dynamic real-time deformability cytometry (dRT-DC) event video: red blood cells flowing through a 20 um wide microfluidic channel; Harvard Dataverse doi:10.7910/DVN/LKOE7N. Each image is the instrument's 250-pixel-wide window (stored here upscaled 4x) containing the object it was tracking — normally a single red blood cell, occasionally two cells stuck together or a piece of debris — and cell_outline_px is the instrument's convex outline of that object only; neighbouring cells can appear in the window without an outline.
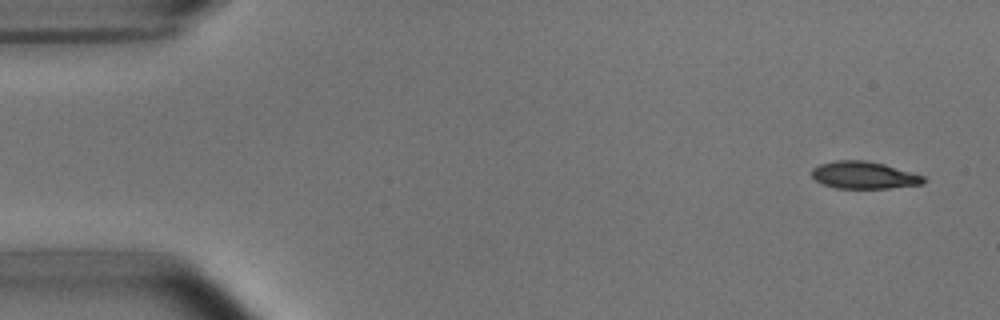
{"species": "common noctule bat (a hibernating species)", "species_latin": "Nyctalus noctula", "temperature_condition": "room temperature", "stored_images_in_passage": 5, "camera_frame_rate_fps": 3000, "um_per_image_px": 0.085, "animal": {"sex": "male", "body_mass_g": 15.6}, "frame": {"image": 1, "passage_image": 1, "time_ms": 0.0, "image_size_px": [1000, 320], "cell_outline_px": [[928, 180], [924, 184], [888, 188], [836, 188], [824, 184], [816, 180], [812, 176], [812, 168], [820, 164], [836, 160], [864, 160], [884, 164], [924, 176]], "centroid_in_image_um": [73.46, 14.89], "position_along_channel_um": 11.5, "area_um2": 17.69}}
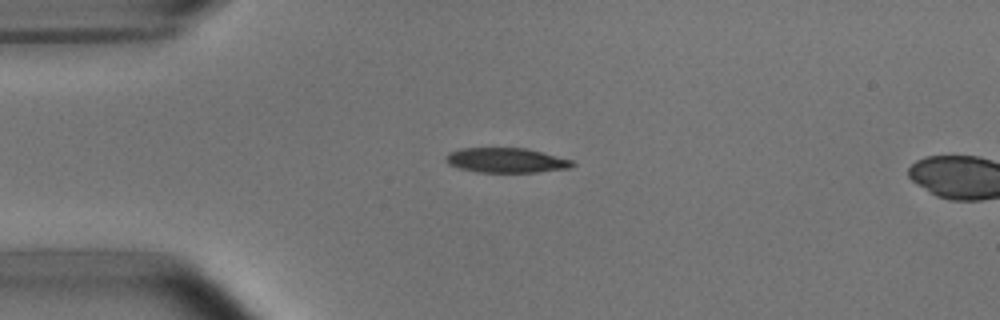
{"frame": {"image": 2, "passage_image": 4, "time_ms": 3.333, "image_size_px": [1000, 320], "cell_outline_px": [[576, 164], [572, 168], [536, 172], [480, 172], [460, 168], [448, 164], [444, 160], [444, 156], [448, 152], [460, 148], [524, 148], [572, 160]], "centroid_in_image_um": [42.99, 13.62], "position_along_channel_um": 42.0, "area_um2": 18.26}}